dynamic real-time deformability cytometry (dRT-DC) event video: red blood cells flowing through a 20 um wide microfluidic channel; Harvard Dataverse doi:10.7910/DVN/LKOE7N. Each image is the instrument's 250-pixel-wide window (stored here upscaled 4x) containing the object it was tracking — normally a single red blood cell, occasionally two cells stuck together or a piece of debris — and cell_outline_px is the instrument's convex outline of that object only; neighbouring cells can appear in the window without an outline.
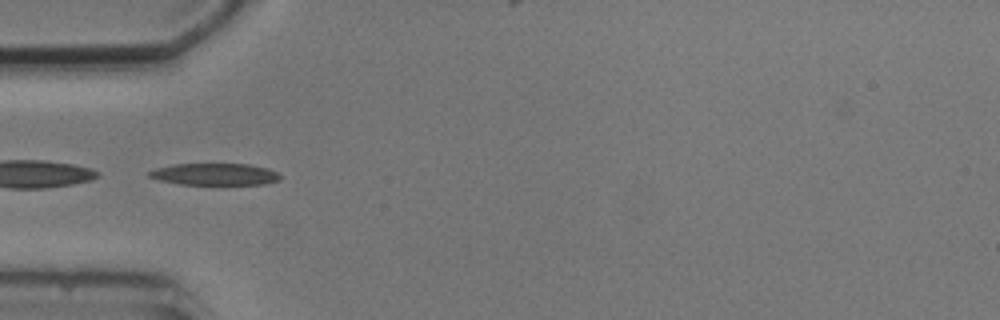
{"species": "common noctule bat (a hibernating species)", "species_latin": "Nyctalus noctula", "temperature_condition": "cold", "stored_images_in_passage": 5, "segment_of_instrument_passage": [2, 2], "camera_frame_rate_fps": 3000, "um_per_image_px": 0.085, "animal": {"sex": "male", "body_mass_g": 20.5, "forearm_length_mm": 52.5}, "frame": {"image": 1, "passage_image": 5, "time_ms": 4.667, "image_size_px": [1000, 320], "cell_outline_px": [[280, 180], [264, 184], [180, 184], [160, 180], [148, 176], [148, 172], [156, 168], [172, 164], [248, 164], [268, 168], [276, 172], [280, 176]], "centroid_in_image_um": [18.25, 14.8], "position_along_channel_um": 66.7, "area_um2": 16.53}}